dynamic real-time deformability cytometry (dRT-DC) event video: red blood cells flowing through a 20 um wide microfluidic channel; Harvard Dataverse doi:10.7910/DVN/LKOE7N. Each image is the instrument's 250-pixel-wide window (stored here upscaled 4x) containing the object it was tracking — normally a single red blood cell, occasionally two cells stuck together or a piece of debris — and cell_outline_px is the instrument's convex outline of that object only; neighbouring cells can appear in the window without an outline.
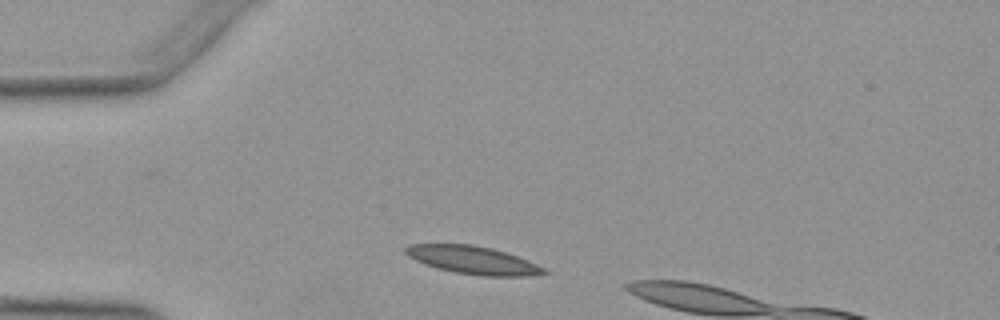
{"species": "Egyptian fruit bat (a non-hibernating species)", "species_latin": "Rousettus aegyptiacus", "temperature_condition": "warm", "stored_images_in_passage": 34, "camera_frame_rate_fps": 3000, "um_per_image_px": 0.085, "animal": {"sex": "female"}, "frame": {"image": 1, "passage_image": 2, "time_ms": 0.333, "image_size_px": [1000, 320], "cell_outline_px": [[552, 272], [528, 276], [484, 276], [456, 272], [440, 268], [416, 260], [408, 256], [404, 252], [404, 248], [408, 244], [472, 244], [492, 248], [528, 260]], "centroid_in_image_um": [40.22, 22.1], "position_along_channel_um": 44.8, "area_um2": 22.25}}
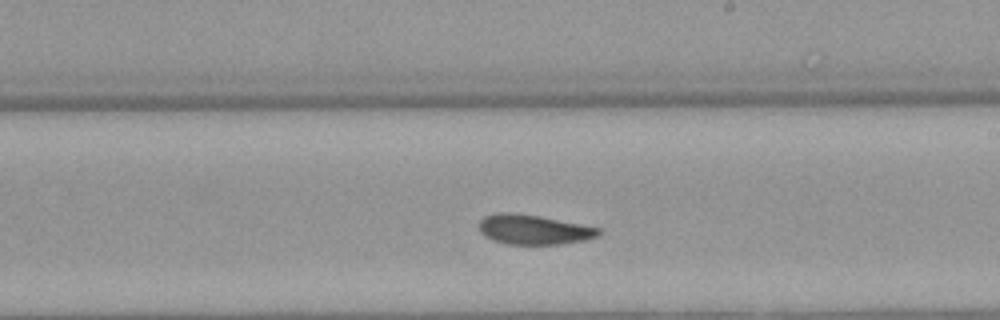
{"frame": {"image": 2, "passage_image": 19, "time_ms": 6.0, "image_size_px": [1000, 320], "cell_outline_px": [[600, 232], [596, 236], [584, 240], [560, 244], [508, 244], [492, 240], [484, 236], [480, 232], [480, 220], [484, 216], [496, 212], [512, 212], [540, 216], [600, 228]], "centroid_in_image_um": [45.31, 19.5], "position_along_channel_um": 243.7, "area_um2": 20.63}}
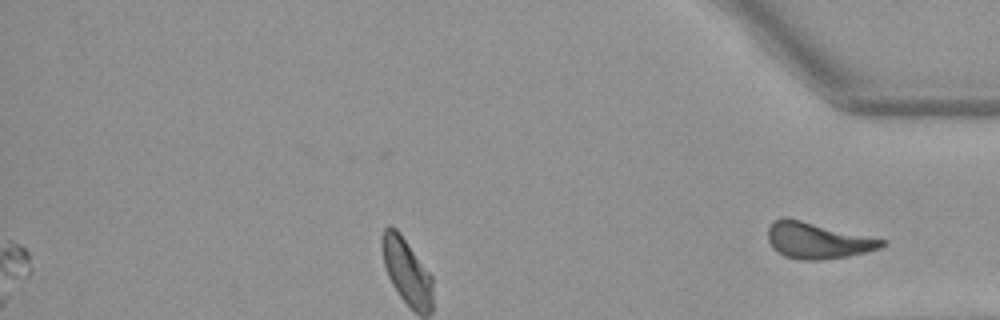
{"frame": {"image": 3, "passage_image": 34, "time_ms": 11.0, "image_size_px": [1000, 320], "cell_outline_px": [[888, 244], [880, 248], [848, 256], [820, 260], [800, 260], [784, 256], [776, 252], [772, 248], [768, 240], [768, 228], [776, 220], [784, 216], [884, 240]], "centroid_in_image_um": [69.45, 20.46], "position_along_channel_um": 365.8, "area_um2": 23.76}, "authors_computed_cell_mechanics": {"area_um2": 20.8658, "velocity_mm_per_s": 3.8937, "shape_relaxation_time_tau1_ms": 1.161, "shape_relaxation_time_tau2_ms": 2.4344, "deformation_change_tau1": 0.2594, "deformation_change_tau2": 0.0669}}